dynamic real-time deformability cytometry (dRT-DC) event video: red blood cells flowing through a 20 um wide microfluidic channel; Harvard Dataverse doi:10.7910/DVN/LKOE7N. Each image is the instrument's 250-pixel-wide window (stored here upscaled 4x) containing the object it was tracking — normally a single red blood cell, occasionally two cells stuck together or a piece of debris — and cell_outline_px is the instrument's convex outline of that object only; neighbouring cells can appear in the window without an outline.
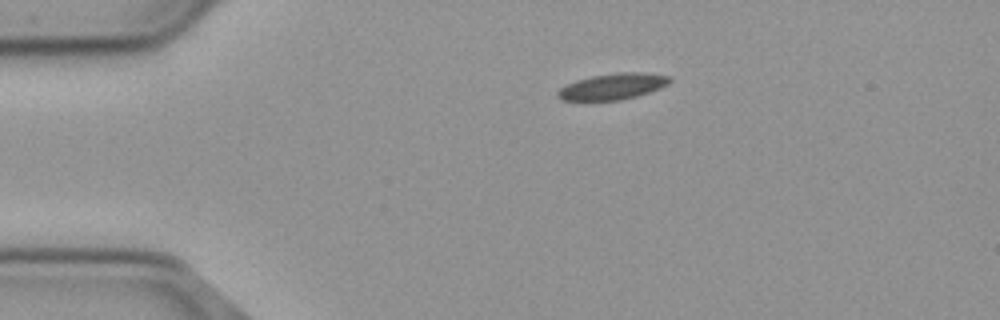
{"species": "common noctule bat (a hibernating species)", "species_latin": "Nyctalus noctula", "temperature_condition": "cold", "stored_images_in_passage": 46, "camera_frame_rate_fps": 3000, "um_per_image_px": 0.085, "animal": {"sex": "male", "body_mass_g": 23.1, "forearm_length_mm": 52.7}, "frame": {"image": 1, "passage_image": 1, "time_ms": 0.0, "image_size_px": [1000, 320], "cell_outline_px": [[672, 80], [668, 84], [660, 88], [636, 96], [620, 100], [560, 100], [556, 96], [556, 92], [560, 88], [576, 80], [592, 76], [616, 72], [648, 72], [672, 76]], "centroid_in_image_um": [52.11, 7.33], "position_along_channel_um": 32.9, "area_um2": 17.17}}
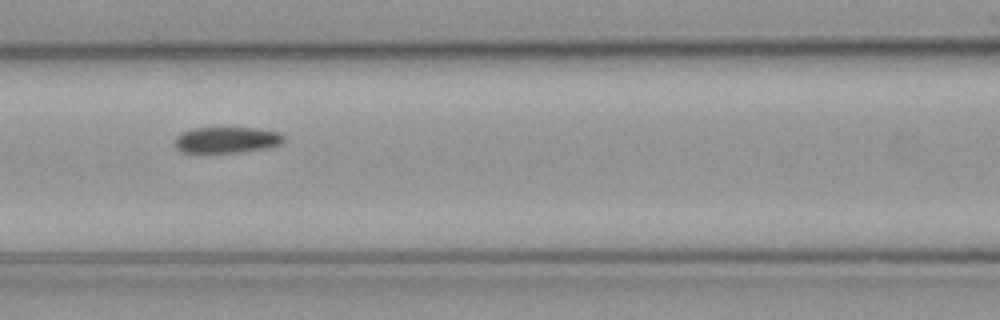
{"frame": {"image": 2, "passage_image": 14, "time_ms": 4.333, "image_size_px": [1000, 320], "cell_outline_px": [[284, 140], [280, 144], [264, 148], [240, 152], [180, 152], [176, 148], [176, 136], [192, 128], [256, 128], [276, 132], [284, 136]], "centroid_in_image_um": [19.25, 11.89], "position_along_channel_um": 147.3, "area_um2": 16.24}}
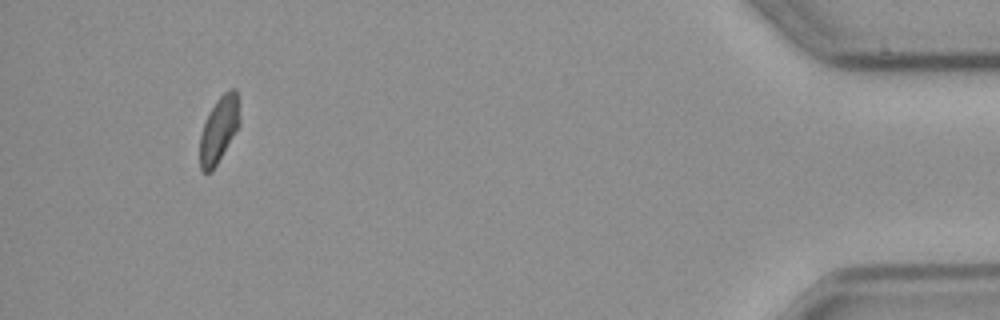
{"frame": {"image": 3, "passage_image": 42, "time_ms": 13.667, "image_size_px": [1000, 320], "cell_outline_px": [[240, 124], [216, 164], [208, 172], [204, 172], [200, 168], [200, 136], [204, 124], [216, 100], [224, 92], [232, 88], [236, 88], [240, 120]], "centroid_in_image_um": [18.62, 10.97], "position_along_channel_um": 416.6, "area_um2": 14.8}, "authors_computed_cell_mechanics": {"area_um2": 16.9932, "velocity_mm_per_s": 3.6776, "shape_relaxation_time_tau1_ms": 5.8218, "shape_relaxation_time_tau2_ms": null, "deformation_change_tau1": 0.0964, "deformation_change_tau2": null}}